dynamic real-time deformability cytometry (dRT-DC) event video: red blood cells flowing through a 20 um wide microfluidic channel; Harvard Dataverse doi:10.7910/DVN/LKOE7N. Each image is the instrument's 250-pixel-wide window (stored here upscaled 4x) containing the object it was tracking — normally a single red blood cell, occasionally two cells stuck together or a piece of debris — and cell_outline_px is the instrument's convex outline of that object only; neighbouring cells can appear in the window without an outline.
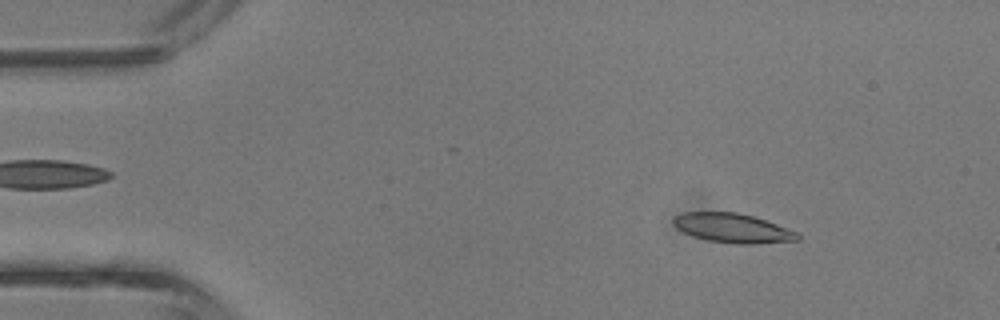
{"species": "common noctule bat (a hibernating species)", "species_latin": "Nyctalus noctula", "temperature_condition": "room temperature", "stored_images_in_passage": 41, "camera_frame_rate_fps": 3000, "um_per_image_px": 0.085, "animal": {"sex": "male", "body_mass_g": 13.3}, "frame": {"image": 1, "passage_image": 5, "time_ms": 1.333, "image_size_px": [1000, 320], "cell_outline_px": [[800, 240], [752, 244], [736, 244], [708, 240], [692, 236], [676, 228], [672, 224], [672, 220], [676, 216], [684, 212], [736, 212], [752, 216], [776, 224], [796, 232], [800, 236]], "centroid_in_image_um": [62.24, 19.39], "position_along_channel_um": 22.8, "area_um2": 21.04}}
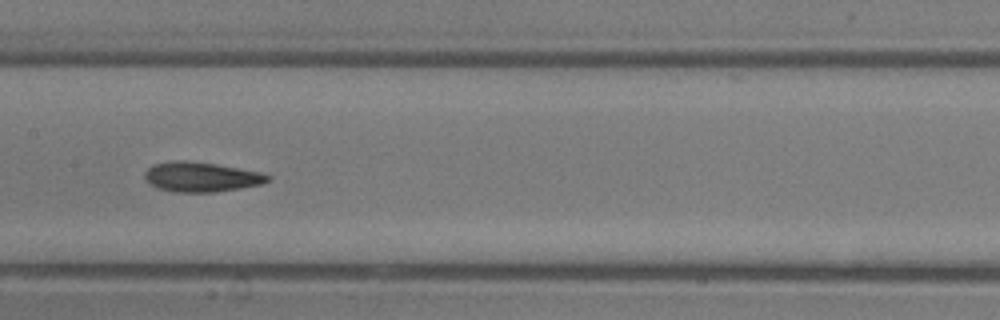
{"frame": {"image": 2, "passage_image": 20, "time_ms": 6.333, "image_size_px": [1000, 320], "cell_outline_px": [[272, 176], [268, 180], [260, 184], [240, 188], [216, 192], [176, 192], [156, 188], [148, 184], [144, 176], [144, 172], [152, 164], [176, 160], [184, 160], [216, 164], [260, 172]], "centroid_in_image_um": [17.05, 15.04], "position_along_channel_um": 190.4, "area_um2": 21.39}}
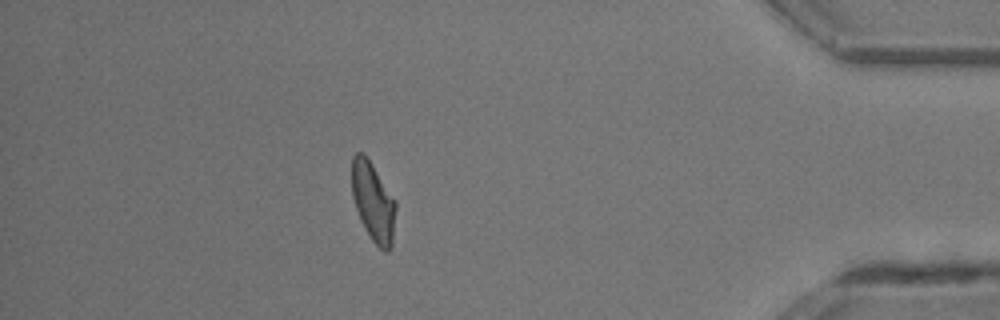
{"frame": {"image": 3, "passage_image": 36, "time_ms": 11.667, "image_size_px": [1000, 320], "cell_outline_px": [[396, 208], [392, 248], [388, 252], [384, 252], [372, 240], [364, 228], [356, 208], [352, 196], [352, 156], [356, 152], [360, 152], [368, 160], [396, 200]], "centroid_in_image_um": [31.73, 17.22], "position_along_channel_um": 403.5, "area_um2": 20.11}, "authors_computed_cell_mechanics": {"area_um2": 20.9236, "velocity_mm_per_s": 4.906, "shape_relaxation_time_tau1_ms": 2.7825, "shape_relaxation_time_tau2_ms": 1.8633, "deformation_change_tau1": 0.1461, "deformation_change_tau2": 0.1042}}